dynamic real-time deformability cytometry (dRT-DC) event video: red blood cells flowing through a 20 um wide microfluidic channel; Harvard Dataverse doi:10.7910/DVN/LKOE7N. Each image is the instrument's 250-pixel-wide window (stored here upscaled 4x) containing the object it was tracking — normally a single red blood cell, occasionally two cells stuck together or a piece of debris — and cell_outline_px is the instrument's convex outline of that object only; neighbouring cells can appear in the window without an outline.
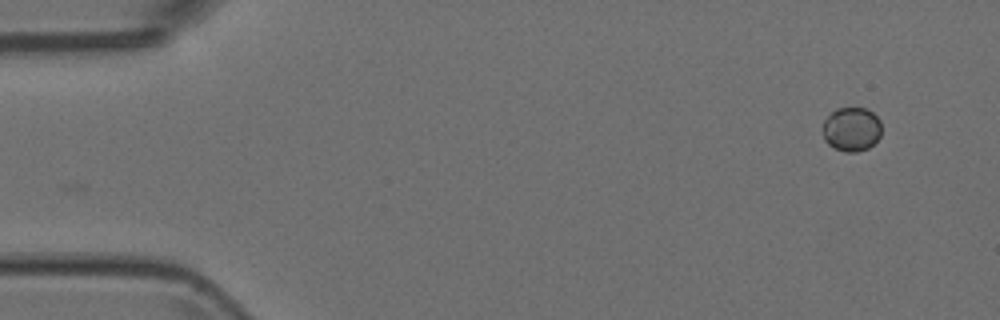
{"species": "Egyptian fruit bat (a non-hibernating species)", "species_latin": "Rousettus aegyptiacus", "temperature_condition": "room temperature", "stored_images_in_passage": 2, "camera_frame_rate_fps": 3000, "um_per_image_px": 0.085, "animal": {"sex": "female"}, "frame": {"image": 1, "passage_image": 2, "time_ms": 0.333, "image_size_px": [1000, 320], "cell_outline_px": [[880, 136], [868, 148], [856, 152], [844, 152], [828, 144], [824, 140], [824, 120], [836, 108], [864, 108], [872, 112], [880, 120]], "centroid_in_image_um": [72.38, 10.98], "position_along_channel_um": 12.6, "area_um2": 14.91}}